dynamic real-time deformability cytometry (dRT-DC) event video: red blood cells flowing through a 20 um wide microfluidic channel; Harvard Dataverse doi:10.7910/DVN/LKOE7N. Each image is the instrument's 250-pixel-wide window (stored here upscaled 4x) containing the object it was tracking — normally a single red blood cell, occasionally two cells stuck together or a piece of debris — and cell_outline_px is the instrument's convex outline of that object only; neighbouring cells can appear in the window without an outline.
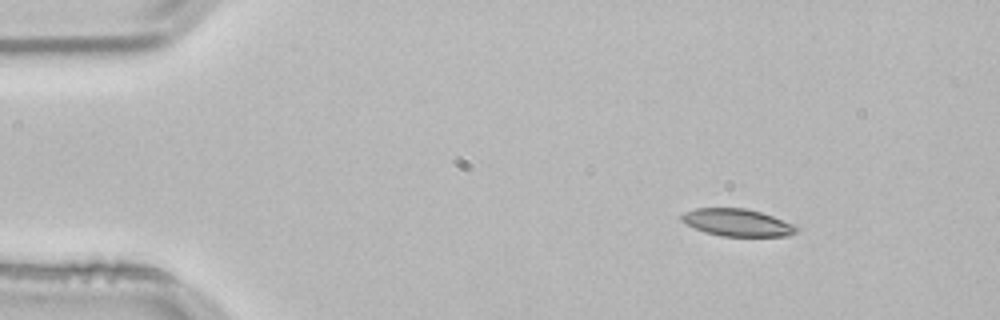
{"species": "common noctule bat (a hibernating species)", "species_latin": "Nyctalus noctula", "temperature_condition": "room temperature", "stored_images_in_passage": 48, "camera_frame_rate_fps": 3000, "um_per_image_px": 0.085, "animal": {"sex": "male", "body_mass_g": 21.5, "forearm_length_mm": 52.0}, "frame": {"image": 1, "passage_image": 1, "time_ms": 0.0, "image_size_px": [1000, 320], "cell_outline_px": [[800, 228], [796, 232], [788, 236], [724, 236], [708, 232], [696, 228], [680, 220], [680, 216], [684, 212], [696, 208], [744, 208], [760, 212], [772, 216], [792, 224]], "centroid_in_image_um": [62.67, 18.91], "position_along_channel_um": 22.3, "area_um2": 17.98}}
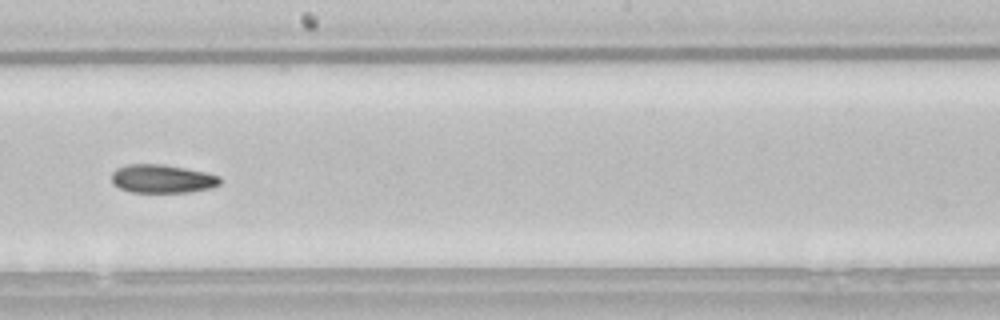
{"frame": {"image": 2, "passage_image": 24, "time_ms": 7.667, "image_size_px": [1000, 320], "cell_outline_px": [[220, 184], [212, 188], [188, 192], [132, 192], [120, 188], [112, 184], [112, 172], [116, 168], [128, 164], [164, 164], [208, 172], [220, 176]], "centroid_in_image_um": [13.8, 15.19], "position_along_channel_um": 234.4, "area_um2": 18.15}}
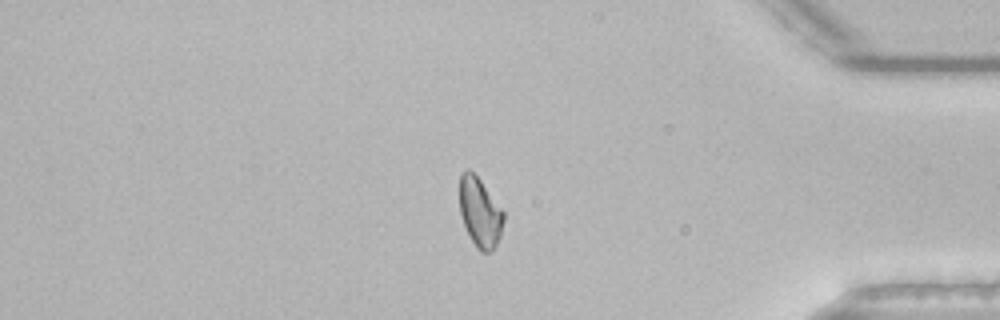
{"frame": {"image": 3, "passage_image": 39, "time_ms": 12.667, "image_size_px": [1000, 320], "cell_outline_px": [[504, 220], [500, 236], [492, 252], [480, 252], [476, 248], [464, 224], [460, 212], [460, 176], [468, 168], [480, 180], [504, 212]], "centroid_in_image_um": [40.8, 18.08], "position_along_channel_um": 394.4, "area_um2": 17.51}}